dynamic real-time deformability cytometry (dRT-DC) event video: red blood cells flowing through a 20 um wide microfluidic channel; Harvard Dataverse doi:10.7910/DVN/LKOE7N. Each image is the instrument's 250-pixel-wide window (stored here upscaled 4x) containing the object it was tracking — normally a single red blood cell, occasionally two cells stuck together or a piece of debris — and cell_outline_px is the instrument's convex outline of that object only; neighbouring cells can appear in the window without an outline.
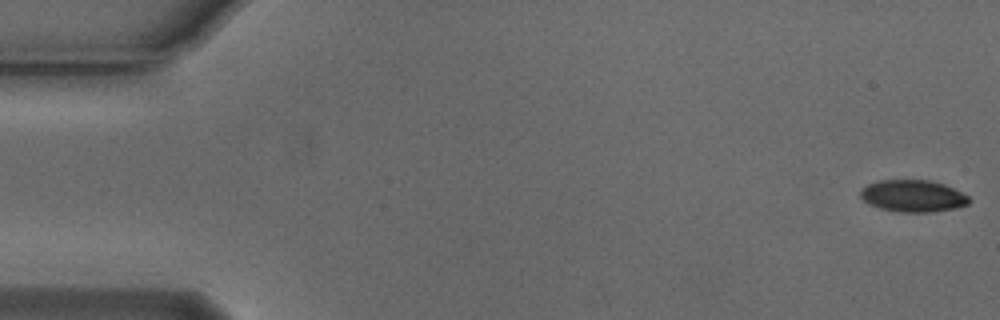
{"species": "Egyptian fruit bat (a non-hibernating species)", "species_latin": "Rousettus aegyptiacus", "temperature_condition": "cold", "stored_images_in_passage": 46, "camera_frame_rate_fps": 3000, "um_per_image_px": 0.085, "animal": {"sex": "male"}, "frame": {"image": 1, "passage_image": 1, "time_ms": 0.0, "image_size_px": [1000, 320], "cell_outline_px": [[972, 200], [968, 204], [956, 208], [932, 212], [900, 212], [880, 208], [868, 204], [860, 196], [860, 188], [868, 184], [880, 180], [928, 180], [944, 184], [968, 196]], "centroid_in_image_um": [77.59, 16.66], "position_along_channel_um": 7.4, "area_um2": 20.23}}
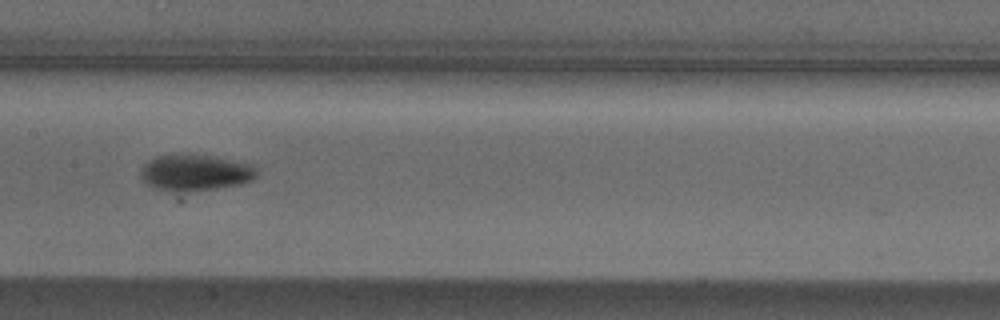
{"frame": {"image": 2, "passage_image": 27, "time_ms": 8.667, "image_size_px": [1000, 320], "cell_outline_px": [[256, 176], [252, 180], [240, 184], [216, 188], [188, 192], [168, 192], [156, 188], [148, 184], [140, 176], [140, 168], [148, 160], [156, 156], [172, 152], [184, 152], [216, 156], [252, 164], [256, 168]], "centroid_in_image_um": [16.54, 14.63], "position_along_channel_um": 190.9, "area_um2": 25.37}}
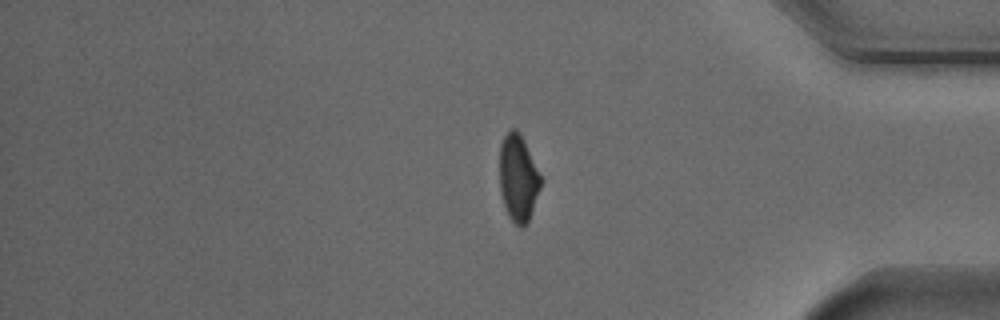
{"frame": {"image": 3, "passage_image": 45, "time_ms": 14.667, "image_size_px": [1000, 320], "cell_outline_px": [[544, 180], [528, 220], [524, 228], [516, 224], [508, 216], [500, 192], [500, 144], [504, 136], [512, 128], [516, 128], [520, 132]], "centroid_in_image_um": [44.07, 15.11], "position_along_channel_um": 391.1, "area_um2": 20.98}}